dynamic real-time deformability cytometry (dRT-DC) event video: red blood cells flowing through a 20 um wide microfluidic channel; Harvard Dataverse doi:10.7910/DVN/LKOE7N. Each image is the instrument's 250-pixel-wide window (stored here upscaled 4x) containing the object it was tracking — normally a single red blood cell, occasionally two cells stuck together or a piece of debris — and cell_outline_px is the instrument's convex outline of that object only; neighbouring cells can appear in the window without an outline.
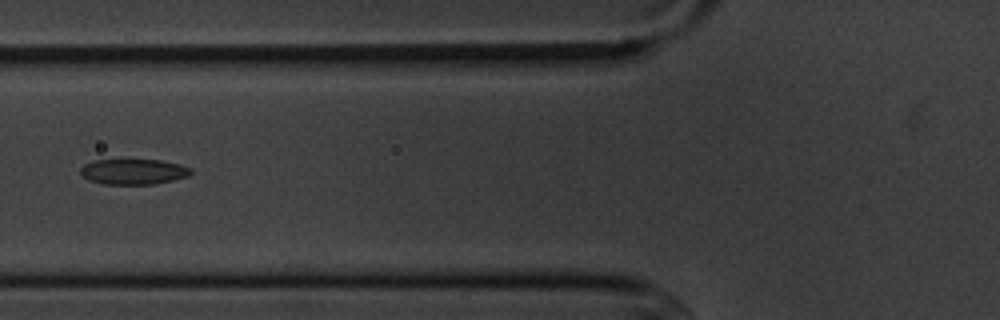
{"species": "common noctule bat (a hibernating species)", "species_latin": "Nyctalus noctula", "temperature_condition": "cold", "stored_images_in_passage": 2, "camera_frame_rate_fps": 3000, "um_per_image_px": 0.085, "animal": {"sex": "male", "body_mass_g": 20.1, "forearm_length_mm": 53.5}, "frame": {"image": 1, "passage_image": 2, "time_ms": 1.333, "image_size_px": [1000, 320], "cell_outline_px": [[192, 172], [188, 176], [172, 180], [152, 184], [104, 184], [88, 180], [80, 172], [80, 168], [84, 164], [92, 160], [128, 156], [160, 160], [180, 164], [192, 168]], "centroid_in_image_um": [11.3, 14.52], "position_along_channel_um": 114.5, "area_um2": 17.34}}